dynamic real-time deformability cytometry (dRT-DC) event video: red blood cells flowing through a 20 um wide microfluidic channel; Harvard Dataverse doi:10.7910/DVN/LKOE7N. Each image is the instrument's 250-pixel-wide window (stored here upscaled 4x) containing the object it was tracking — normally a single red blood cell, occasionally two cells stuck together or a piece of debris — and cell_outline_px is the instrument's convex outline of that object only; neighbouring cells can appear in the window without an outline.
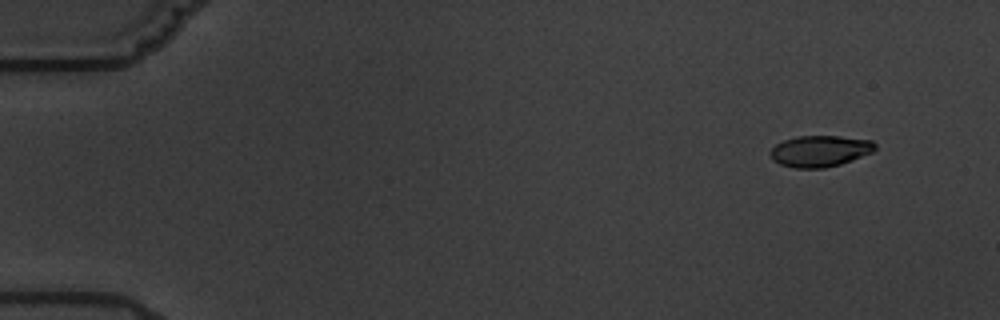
{"species": "common noctule bat (a hibernating species)", "species_latin": "Nyctalus noctula", "temperature_condition": "warm", "stored_images_in_passage": 5, "camera_frame_rate_fps": 3000, "um_per_image_px": 0.085, "animal": {"sex": "male", "body_mass_g": 19.5, "forearm_length_mm": 54.6}, "frame": {"image": 1, "passage_image": 1, "time_ms": 0.0, "image_size_px": [1000, 320], "cell_outline_px": [[876, 148], [872, 152], [852, 160], [840, 164], [824, 168], [792, 168], [780, 164], [772, 160], [768, 152], [776, 144], [784, 140], [796, 136], [840, 136], [872, 140], [876, 144]], "centroid_in_image_um": [69.67, 12.84], "position_along_channel_um": 15.3, "area_um2": 19.25}}